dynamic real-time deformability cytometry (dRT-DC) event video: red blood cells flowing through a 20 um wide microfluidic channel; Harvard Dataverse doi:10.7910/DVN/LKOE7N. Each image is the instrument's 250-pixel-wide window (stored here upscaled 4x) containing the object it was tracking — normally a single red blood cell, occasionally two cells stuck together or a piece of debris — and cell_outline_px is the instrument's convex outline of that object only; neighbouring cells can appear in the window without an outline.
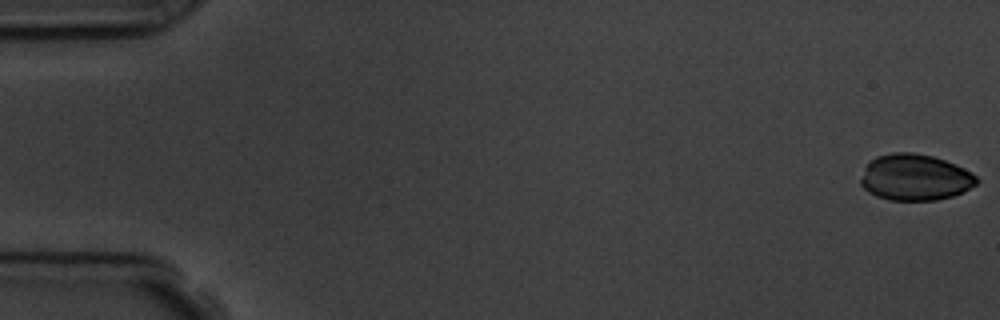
{"species": "common noctule bat (a hibernating species)", "species_latin": "Nyctalus noctula", "temperature_condition": "room temperature", "stored_images_in_passage": 6, "camera_frame_rate_fps": 3000, "um_per_image_px": 0.085, "animal": {"sex": "male", "body_mass_g": 19.5, "forearm_length_mm": 54.6}, "frame": {"image": 1, "passage_image": 1, "time_ms": 0.0, "image_size_px": [1000, 320], "cell_outline_px": [[980, 180], [976, 184], [952, 196], [936, 200], [888, 200], [876, 196], [868, 192], [860, 184], [860, 180], [864, 168], [868, 160], [876, 156], [892, 152], [912, 152], [932, 156], [956, 164], [972, 172]], "centroid_in_image_um": [77.74, 15.06], "position_along_channel_um": 7.3, "area_um2": 31.44}}